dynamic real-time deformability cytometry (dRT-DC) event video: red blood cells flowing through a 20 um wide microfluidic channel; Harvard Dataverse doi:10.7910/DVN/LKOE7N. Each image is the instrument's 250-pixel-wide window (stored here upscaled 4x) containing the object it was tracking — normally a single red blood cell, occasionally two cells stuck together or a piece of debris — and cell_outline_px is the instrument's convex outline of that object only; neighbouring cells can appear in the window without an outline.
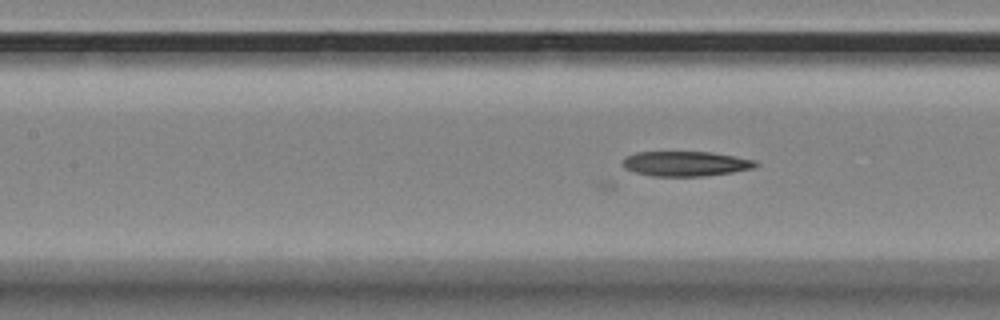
{"species": "Egyptian fruit bat (a non-hibernating species)", "species_latin": "Rousettus aegyptiacus", "temperature_condition": "room temperature", "stored_images_in_passage": 56, "camera_frame_rate_fps": 3000, "um_per_image_px": 0.085, "animal": {"sex": "female"}, "frame": {"image": 1, "passage_image": 24, "time_ms": 7.667, "image_size_px": [1000, 320], "cell_outline_px": [[760, 164], [756, 168], [732, 172], [704, 176], [652, 176], [636, 172], [624, 168], [624, 156], [636, 152], [712, 152], [756, 160]], "centroid_in_image_um": [58.32, 13.91], "position_along_channel_um": 149.1, "area_um2": 19.36}}
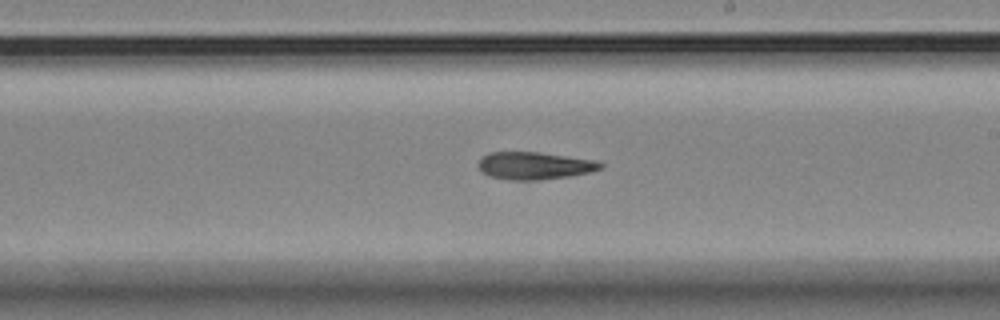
{"frame": {"image": 2, "passage_image": 32, "time_ms": 10.333, "image_size_px": [1000, 320], "cell_outline_px": [[604, 168], [588, 172], [568, 176], [540, 180], [508, 180], [488, 176], [476, 164], [480, 156], [488, 152], [536, 152], [596, 160], [604, 164]], "centroid_in_image_um": [45.39, 14.08], "position_along_channel_um": 243.6, "area_um2": 19.65}}
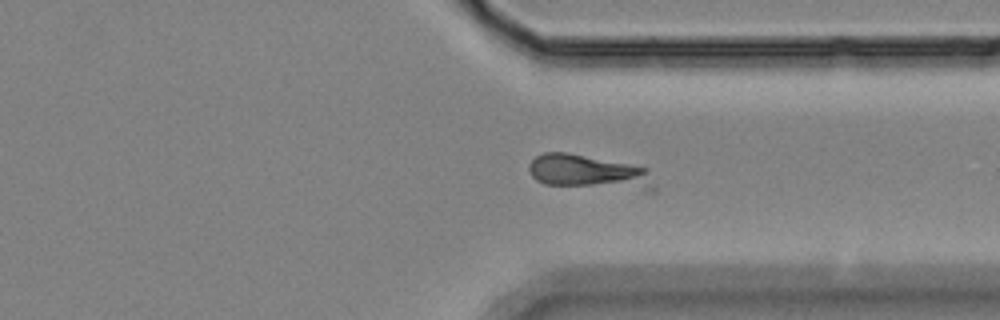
{"frame": {"image": 3, "passage_image": 42, "time_ms": 13.667, "image_size_px": [1000, 320], "cell_outline_px": [[656, 192], [644, 192], [544, 184], [536, 180], [532, 176], [528, 168], [528, 164], [536, 156], [544, 152], [568, 152], [648, 168], [656, 188]], "centroid_in_image_um": [50.12, 14.68], "position_along_channel_um": 361.3, "area_um2": 25.84}}